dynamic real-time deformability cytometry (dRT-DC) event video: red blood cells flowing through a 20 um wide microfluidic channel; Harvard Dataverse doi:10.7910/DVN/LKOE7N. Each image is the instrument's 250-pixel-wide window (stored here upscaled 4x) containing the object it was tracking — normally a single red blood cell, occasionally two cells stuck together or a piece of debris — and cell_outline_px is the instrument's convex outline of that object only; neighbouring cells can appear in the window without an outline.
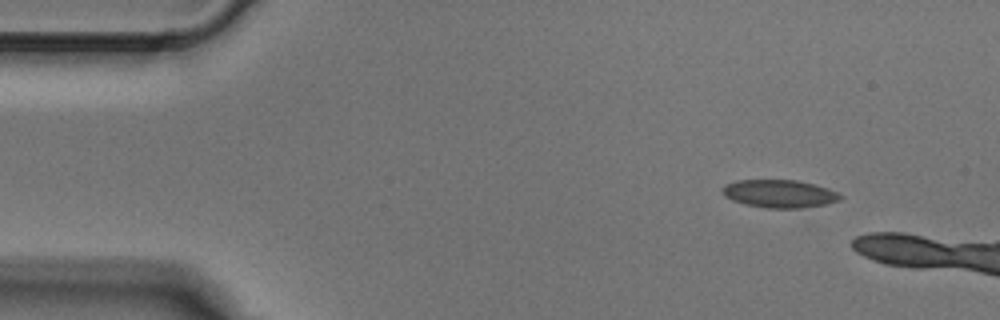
{"species": "Egyptian fruit bat (a non-hibernating species)", "species_latin": "Rousettus aegyptiacus", "temperature_condition": "cold", "stored_images_in_passage": 4, "camera_frame_rate_fps": 3000, "um_per_image_px": 0.085, "animal": {"sex": "male"}, "frame": {"image": 1, "passage_image": 2, "time_ms": 0.333, "image_size_px": [1000, 320], "cell_outline_px": [[844, 196], [840, 200], [824, 204], [804, 208], [768, 208], [744, 204], [732, 200], [724, 196], [720, 192], [720, 188], [724, 184], [736, 180], [796, 180], [828, 188], [840, 192]], "centroid_in_image_um": [66.22, 16.46], "position_along_channel_um": 18.8, "area_um2": 19.42}}